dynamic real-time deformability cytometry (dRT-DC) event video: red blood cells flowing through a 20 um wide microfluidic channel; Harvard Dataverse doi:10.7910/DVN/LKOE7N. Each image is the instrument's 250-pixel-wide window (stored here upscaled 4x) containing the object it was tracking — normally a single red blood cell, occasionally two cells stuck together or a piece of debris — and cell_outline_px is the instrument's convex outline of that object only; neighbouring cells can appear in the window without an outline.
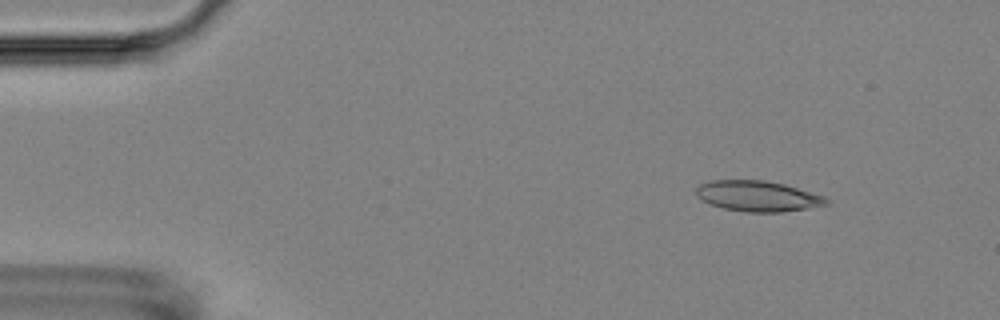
{"species": "Egyptian fruit bat (a non-hibernating species)", "species_latin": "Rousettus aegyptiacus", "temperature_condition": "room temperature", "stored_images_in_passage": 4, "camera_frame_rate_fps": 3000, "um_per_image_px": 0.085, "animal": {"sex": "female"}, "frame": {"image": 1, "passage_image": 2, "time_ms": 1.333, "image_size_px": [1000, 320], "cell_outline_px": [[832, 200], [828, 204], [780, 212], [744, 212], [724, 208], [700, 200], [696, 196], [696, 188], [700, 184], [708, 180], [764, 180], [784, 184], [824, 196]], "centroid_in_image_um": [64.38, 16.66], "position_along_channel_um": 20.6, "area_um2": 23.18}}